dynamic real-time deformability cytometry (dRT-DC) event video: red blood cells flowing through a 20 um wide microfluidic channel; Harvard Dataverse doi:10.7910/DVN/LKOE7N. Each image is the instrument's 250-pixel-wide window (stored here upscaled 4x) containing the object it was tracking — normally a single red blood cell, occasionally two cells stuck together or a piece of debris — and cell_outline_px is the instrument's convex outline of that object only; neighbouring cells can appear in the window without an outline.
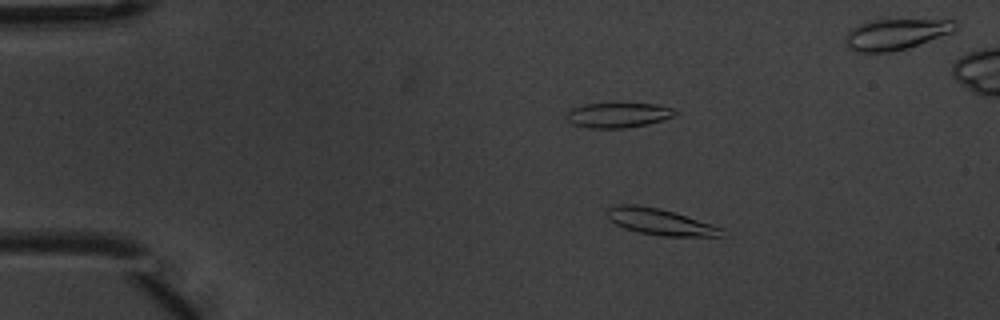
{"species": "common noctule bat (a hibernating species)", "species_latin": "Nyctalus noctula", "temperature_condition": "warm", "stored_images_in_passage": 6, "camera_frame_rate_fps": 3000, "um_per_image_px": 0.085, "animal": {"sex": "male", "body_mass_g": 20.1, "forearm_length_mm": 53.5}, "frame": {"image": 1, "passage_image": 3, "time_ms": 0.667, "image_size_px": [1000, 320], "cell_outline_px": [[724, 236], [660, 236], [640, 232], [624, 228], [608, 220], [604, 216], [604, 212], [608, 208], [616, 204], [636, 204], [660, 208], [712, 224], [724, 228]], "centroid_in_image_um": [56.05, 18.84], "position_along_channel_um": 29.0, "area_um2": 17.8}}